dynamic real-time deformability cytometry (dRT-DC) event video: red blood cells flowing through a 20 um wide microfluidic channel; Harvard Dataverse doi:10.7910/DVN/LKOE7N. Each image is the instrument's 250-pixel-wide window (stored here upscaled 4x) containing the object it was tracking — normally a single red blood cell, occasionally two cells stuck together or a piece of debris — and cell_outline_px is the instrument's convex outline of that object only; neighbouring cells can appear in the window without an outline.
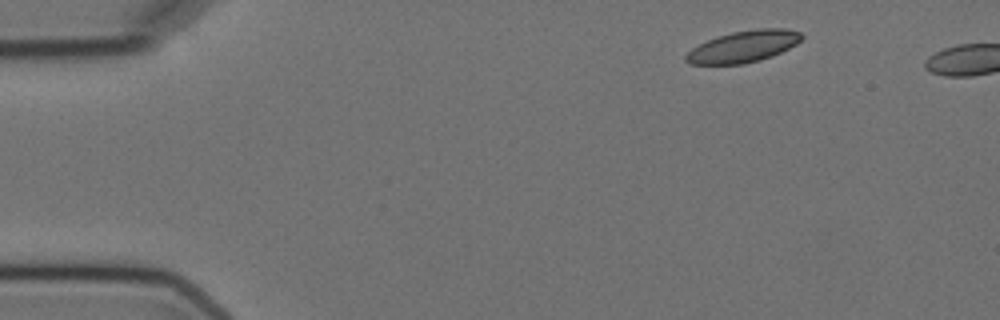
{"species": "Egyptian fruit bat (a non-hibernating species)", "species_latin": "Rousettus aegyptiacus", "temperature_condition": "cold", "stored_images_in_passage": 2, "camera_frame_rate_fps": 3000, "um_per_image_px": 0.085, "animal": {"sex": "female"}, "frame": {"image": 1, "passage_image": 1, "time_ms": 0.0, "image_size_px": [1000, 320], "cell_outline_px": [[804, 36], [796, 44], [772, 56], [760, 60], [744, 64], [692, 64], [684, 60], [684, 56], [692, 48], [708, 40], [732, 32], [756, 28], [784, 28], [800, 32]], "centroid_in_image_um": [63.2, 3.95], "position_along_channel_um": 21.8, "area_um2": 21.15}}